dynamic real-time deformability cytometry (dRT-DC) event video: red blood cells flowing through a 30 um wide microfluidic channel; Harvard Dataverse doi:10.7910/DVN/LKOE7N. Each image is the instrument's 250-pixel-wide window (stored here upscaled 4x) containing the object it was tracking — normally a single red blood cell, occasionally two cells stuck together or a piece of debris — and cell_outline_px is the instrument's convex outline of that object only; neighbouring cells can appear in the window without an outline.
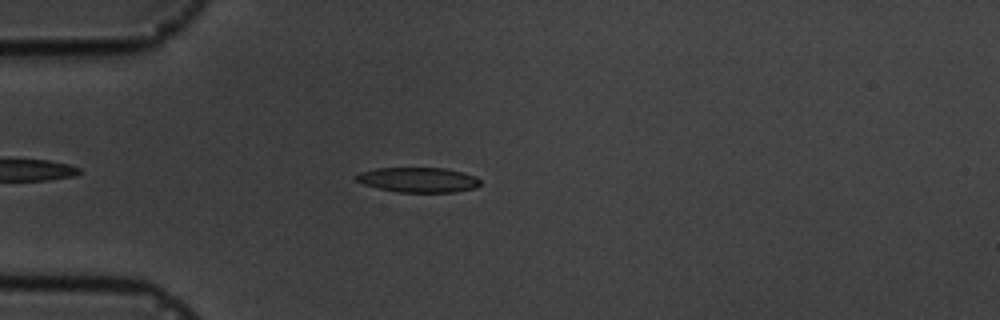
{"species": "common noctule bat (a hibernating species)", "species_latin": "Nyctalus noctula", "temperature_condition": "cold", "stored_images_in_passage": 1, "camera_frame_rate_fps": 3000, "um_per_image_px": 0.085, "animal": {"sex": "male", "body_mass_g": 19.5, "forearm_length_mm": 54.6}, "frame": {"image": 1, "passage_image": 1, "time_ms": 0.0, "image_size_px": [1000, 320], "cell_outline_px": [[480, 184], [476, 188], [452, 192], [396, 192], [364, 184], [356, 180], [352, 176], [360, 172], [376, 168], [444, 168], [464, 172], [476, 176], [480, 180]], "centroid_in_image_um": [35.55, 15.28], "position_along_channel_um": 49.4, "area_um2": 18.09}}